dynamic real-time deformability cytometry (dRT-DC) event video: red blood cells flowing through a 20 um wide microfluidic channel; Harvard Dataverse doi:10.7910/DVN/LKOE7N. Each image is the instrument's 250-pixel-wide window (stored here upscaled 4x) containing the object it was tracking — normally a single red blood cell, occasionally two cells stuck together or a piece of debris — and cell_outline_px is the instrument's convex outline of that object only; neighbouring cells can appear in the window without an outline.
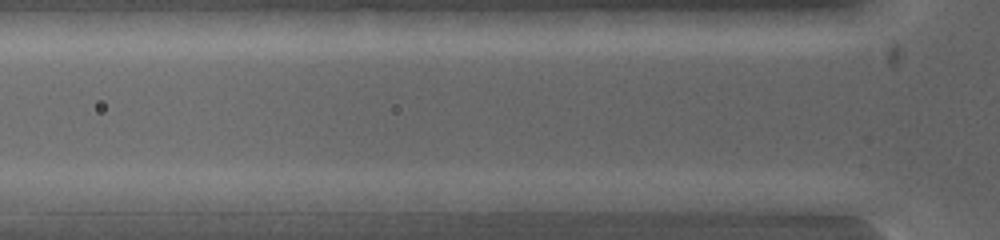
{"species": "common noctule bat (a hibernating species)", "species_latin": "Nyctalus noctula", "temperature_condition": "warm", "stored_images_in_passage": 4, "segment_of_instrument_passage": [1, 2], "camera_frame_rate_fps": 5000, "um_per_image_px": 0.085, "animal": {"sex": "female", "body_mass_g": 19.0, "forearm_length_mm": 53.3}, "frame": {"image": 1, "passage_image": 3, "time_ms": 1.2, "image_size_px": [1000, 240], "cell_outline_px": [[276, 196], [268, 212], [188, 212], [184, 208], [176, 196], [176, 192], [276, 192]], "centroid_in_image_um": [19.26, 17.14], "position_along_channel_um": 106.5, "area_um2": 13.35}}